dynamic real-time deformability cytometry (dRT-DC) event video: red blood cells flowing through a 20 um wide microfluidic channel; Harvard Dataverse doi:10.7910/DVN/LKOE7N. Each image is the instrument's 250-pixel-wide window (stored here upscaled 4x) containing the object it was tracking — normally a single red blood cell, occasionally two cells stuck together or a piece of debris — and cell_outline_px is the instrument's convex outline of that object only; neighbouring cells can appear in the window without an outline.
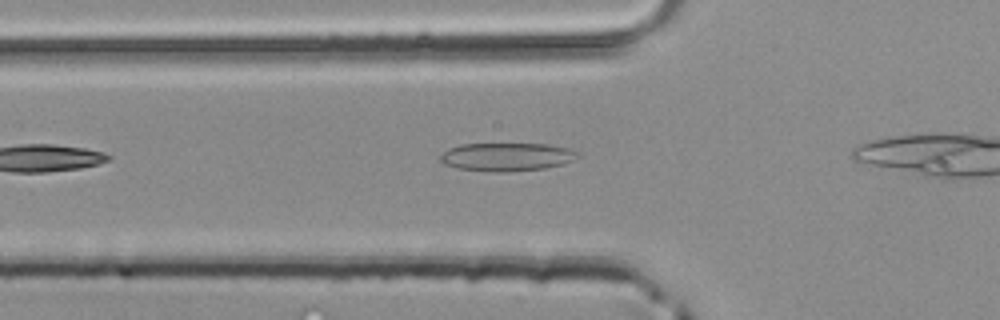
{"species": "common noctule bat (a hibernating species)", "species_latin": "Nyctalus noctula", "temperature_condition": "room temperature", "stored_images_in_passage": 5, "camera_frame_rate_fps": 3000, "um_per_image_px": 0.085, "animal": {"sex": "male", "body_mass_g": 20.4}, "frame": {"image": 1, "passage_image": 4, "time_ms": 1.0, "image_size_px": [1000, 320], "cell_outline_px": [[580, 156], [564, 164], [544, 168], [508, 172], [488, 172], [456, 168], [444, 164], [440, 160], [440, 156], [448, 148], [460, 144], [548, 144], [568, 148], [580, 152]], "centroid_in_image_um": [43.07, 13.34], "position_along_channel_um": 82.7, "area_um2": 22.83}}